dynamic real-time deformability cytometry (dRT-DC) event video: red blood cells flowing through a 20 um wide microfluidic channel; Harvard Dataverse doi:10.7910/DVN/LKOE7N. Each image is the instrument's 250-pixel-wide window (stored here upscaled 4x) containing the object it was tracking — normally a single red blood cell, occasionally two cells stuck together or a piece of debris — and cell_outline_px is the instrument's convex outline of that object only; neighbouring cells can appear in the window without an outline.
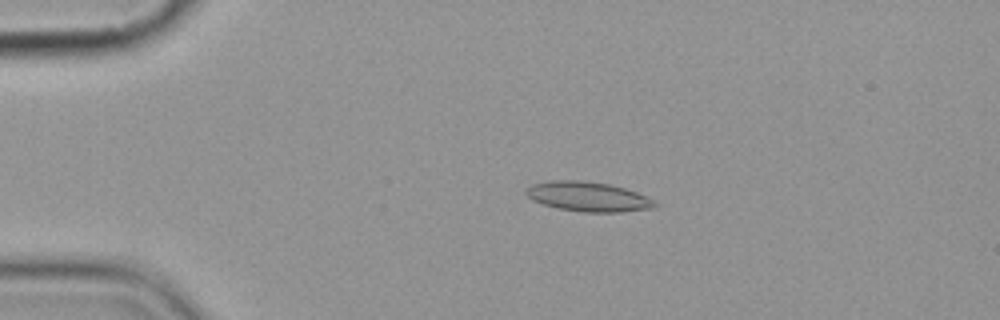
{"species": "common noctule bat (a hibernating species)", "species_latin": "Nyctalus noctula", "temperature_condition": "cold", "stored_images_in_passage": 9, "camera_frame_rate_fps": 3000, "um_per_image_px": 0.085, "animal": {"sex": "female", "body_mass_g": 19.9}, "frame": {"image": 1, "passage_image": 3, "time_ms": 2.333, "image_size_px": [1000, 320], "cell_outline_px": [[660, 204], [656, 208], [620, 212], [584, 212], [556, 208], [532, 200], [524, 192], [532, 184], [552, 180], [580, 180], [608, 184], [624, 188], [636, 192]], "centroid_in_image_um": [49.99, 16.72], "position_along_channel_um": 35.0, "area_um2": 22.2}}
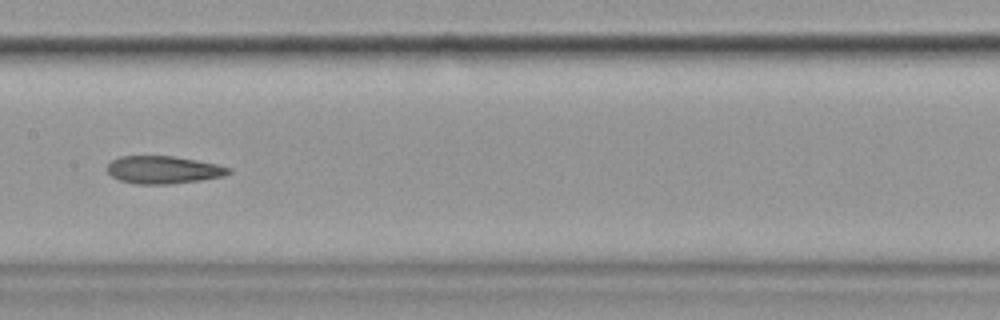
{"frame": {"image": 2, "passage_image": 7, "time_ms": 8.0, "image_size_px": [1000, 320], "cell_outline_px": [[232, 172], [224, 176], [200, 180], [168, 184], [136, 184], [120, 180], [112, 176], [108, 172], [108, 164], [112, 160], [120, 156], [176, 156], [216, 164], [232, 168]], "centroid_in_image_um": [13.91, 14.43], "position_along_channel_um": 193.5, "area_um2": 19.54}}
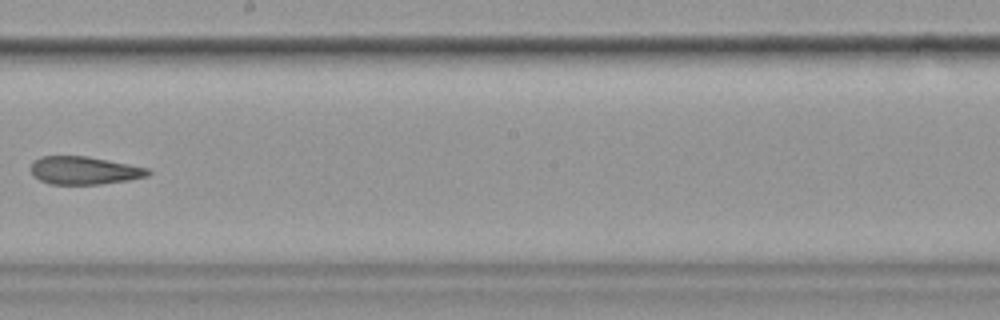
{"frame": {"image": 3, "passage_image": 8, "time_ms": 9.333, "image_size_px": [1000, 320], "cell_outline_px": [[152, 172], [148, 176], [128, 180], [100, 184], [52, 184], [40, 180], [32, 176], [32, 164], [40, 156], [88, 156], [148, 168]], "centroid_in_image_um": [7.17, 14.49], "position_along_channel_um": 241.0, "area_um2": 18.96}}